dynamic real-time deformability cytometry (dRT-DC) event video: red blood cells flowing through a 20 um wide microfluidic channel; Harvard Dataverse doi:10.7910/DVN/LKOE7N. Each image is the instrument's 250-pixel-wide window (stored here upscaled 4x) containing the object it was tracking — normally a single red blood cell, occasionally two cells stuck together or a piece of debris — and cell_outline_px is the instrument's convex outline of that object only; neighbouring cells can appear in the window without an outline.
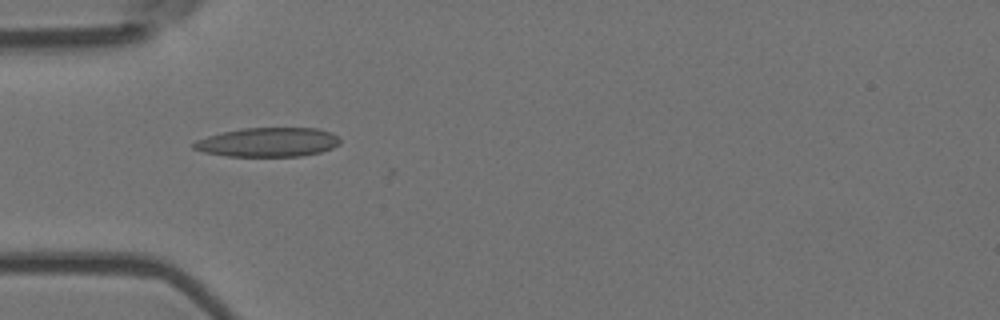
{"species": "Egyptian fruit bat (a non-hibernating species)", "species_latin": "Rousettus aegyptiacus", "temperature_condition": "room temperature", "stored_images_in_passage": 5, "camera_frame_rate_fps": 3000, "um_per_image_px": 0.085, "animal": {"sex": "female"}, "frame": {"image": 1, "passage_image": 4, "time_ms": 1.0, "image_size_px": [1000, 320], "cell_outline_px": [[340, 144], [332, 148], [320, 152], [300, 156], [228, 156], [204, 152], [192, 148], [192, 144], [196, 140], [208, 136], [240, 128], [316, 128], [332, 132], [340, 140]], "centroid_in_image_um": [22.78, 12.08], "position_along_channel_um": 62.2, "area_um2": 24.8}}
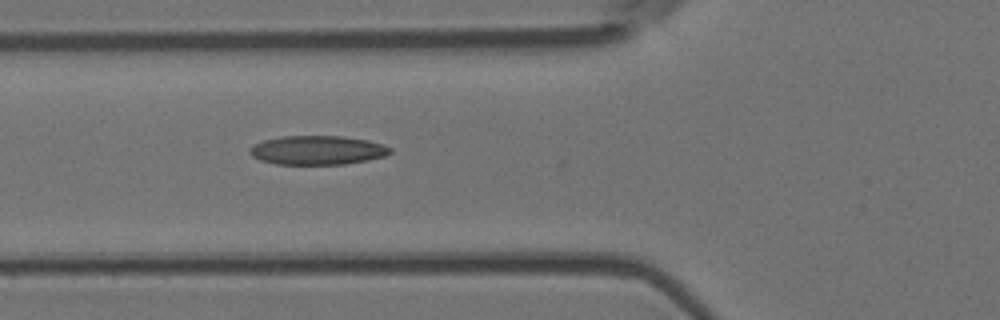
{"frame": {"image": 2, "passage_image": 5, "time_ms": 1.333, "image_size_px": [1000, 320], "cell_outline_px": [[392, 152], [384, 156], [368, 160], [344, 164], [276, 164], [260, 160], [252, 156], [248, 152], [248, 148], [252, 144], [264, 140], [280, 136], [344, 136], [368, 140], [392, 148]], "centroid_in_image_um": [26.94, 12.76], "position_along_channel_um": 98.9, "area_um2": 23.87}}